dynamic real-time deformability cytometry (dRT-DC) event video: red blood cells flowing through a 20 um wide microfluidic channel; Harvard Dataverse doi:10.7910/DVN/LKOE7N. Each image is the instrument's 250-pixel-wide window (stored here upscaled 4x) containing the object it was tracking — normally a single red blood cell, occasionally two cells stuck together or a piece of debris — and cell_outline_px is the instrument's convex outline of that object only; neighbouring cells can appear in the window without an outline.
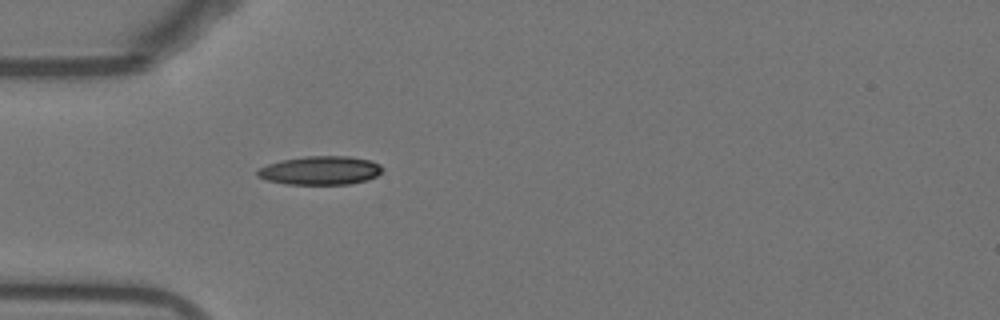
{"species": "Egyptian fruit bat (a non-hibernating species)", "species_latin": "Rousettus aegyptiacus", "temperature_condition": "warm", "stored_images_in_passage": 52, "camera_frame_rate_fps": 3000, "um_per_image_px": 0.085, "animal": {"sex": "female"}, "frame": {"image": 1, "passage_image": 15, "time_ms": 4.667, "image_size_px": [1000, 320], "cell_outline_px": [[384, 172], [368, 180], [348, 184], [288, 184], [268, 180], [256, 176], [256, 172], [260, 168], [268, 164], [280, 160], [304, 156], [348, 156], [372, 160], [380, 164], [384, 168]], "centroid_in_image_um": [27.28, 14.48], "position_along_channel_um": 57.7, "area_um2": 21.04}}
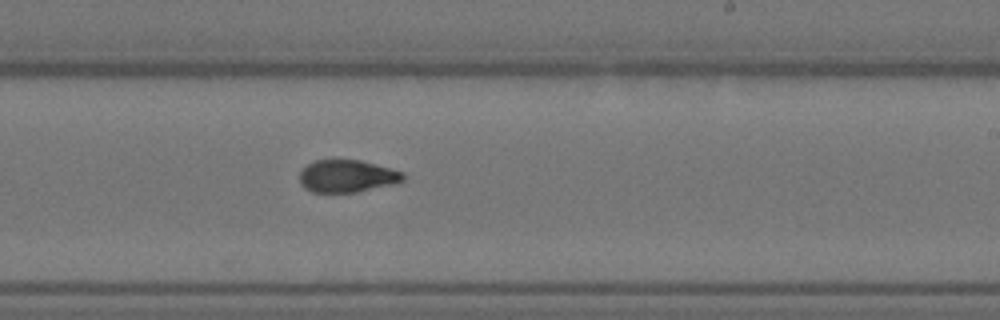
{"frame": {"image": 2, "passage_image": 31, "time_ms": 10.0, "image_size_px": [1000, 320], "cell_outline_px": [[404, 180], [392, 184], [356, 192], [312, 192], [304, 188], [300, 184], [300, 172], [308, 164], [316, 160], [360, 160], [404, 172]], "centroid_in_image_um": [29.48, 14.97], "position_along_channel_um": 259.5, "area_um2": 19.36}}
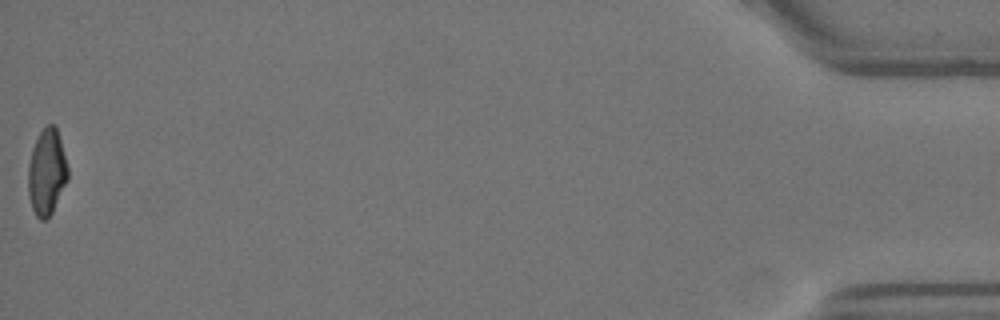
{"frame": {"image": 3, "passage_image": 52, "time_ms": 17.0, "image_size_px": [1000, 320], "cell_outline_px": [[68, 180], [52, 212], [44, 220], [40, 220], [36, 216], [32, 208], [28, 196], [28, 164], [32, 148], [40, 132], [48, 124], [52, 124], [56, 128], [60, 140], [68, 168]], "centroid_in_image_um": [3.96, 14.65], "position_along_channel_um": 431.2, "area_um2": 19.77}, "authors_computed_cell_mechanics": {"area_um2": 20.0566, "velocity_mm_per_s": 3.8531, "shape_relaxation_time_tau1_ms": 9.2358, "shape_relaxation_time_tau2_ms": 2.796, "deformation_change_tau1": 0.2652, "deformation_change_tau2": 0.0776}}